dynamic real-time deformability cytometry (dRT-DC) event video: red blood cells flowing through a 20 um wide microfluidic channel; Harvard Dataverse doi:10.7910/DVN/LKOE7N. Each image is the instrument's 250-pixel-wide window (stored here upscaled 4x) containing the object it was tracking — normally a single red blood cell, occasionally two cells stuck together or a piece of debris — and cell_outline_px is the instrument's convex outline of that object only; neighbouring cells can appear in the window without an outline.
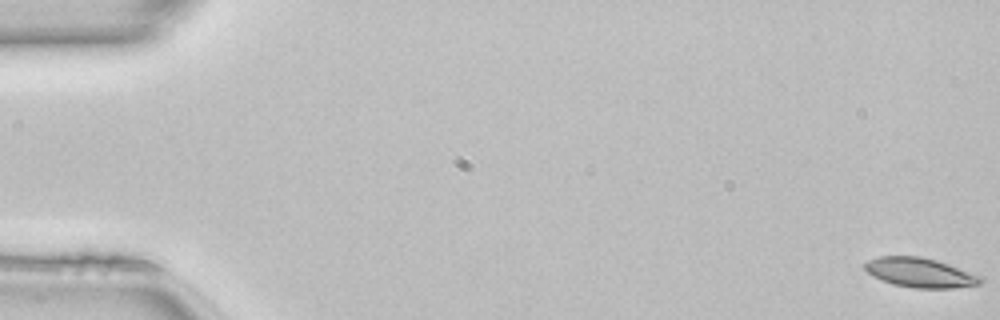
{"species": "common noctule bat (a hibernating species)", "species_latin": "Nyctalus noctula", "temperature_condition": "room temperature", "stored_images_in_passage": 13, "camera_frame_rate_fps": 3000, "um_per_image_px": 0.085, "animal": {"sex": "female", "body_mass_g": 22.7, "forearm_length_mm": 54.2}, "frame": {"image": 1, "passage_image": 1, "time_ms": 0.0, "image_size_px": [1000, 320], "cell_outline_px": [[984, 280], [980, 284], [952, 288], [916, 288], [892, 284], [872, 276], [864, 268], [864, 264], [868, 260], [880, 256], [920, 256], [936, 260], [984, 276]], "centroid_in_image_um": [78.23, 23.17], "position_along_channel_um": 6.8, "area_um2": 20.0}}
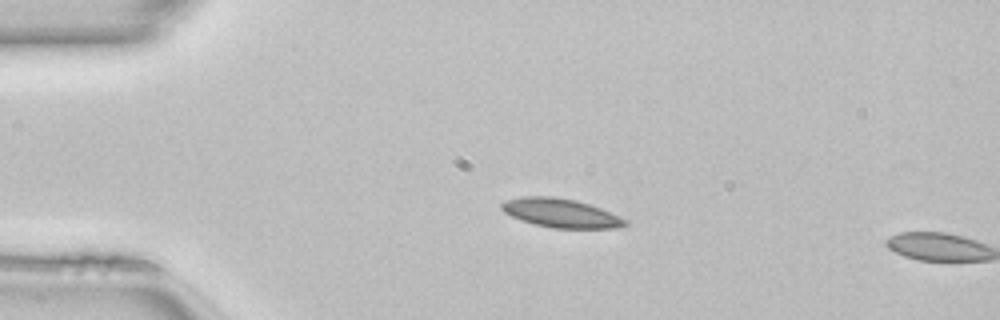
{"frame": {"image": 2, "passage_image": 12, "time_ms": 3.667, "image_size_px": [1000, 320], "cell_outline_px": [[628, 224], [620, 228], [552, 228], [520, 220], [504, 212], [500, 208], [500, 204], [508, 200], [520, 196], [552, 196], [576, 200], [600, 208], [628, 220]], "centroid_in_image_um": [47.67, 18.11], "position_along_channel_um": 37.3, "area_um2": 20.75}}